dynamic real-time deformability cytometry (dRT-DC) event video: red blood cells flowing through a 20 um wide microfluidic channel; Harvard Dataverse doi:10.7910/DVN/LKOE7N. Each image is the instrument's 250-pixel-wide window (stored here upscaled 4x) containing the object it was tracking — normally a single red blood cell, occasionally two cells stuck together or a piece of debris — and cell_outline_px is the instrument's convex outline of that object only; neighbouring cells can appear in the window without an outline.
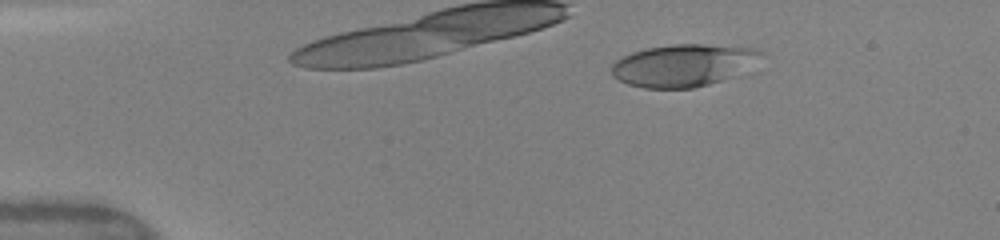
{"species": "human", "species_latin": "Homo sapiens", "temperature_condition": "warm", "stored_images_in_passage": 8, "camera_frame_rate_fps": 3000, "um_per_image_px": 0.085, "donor": {"sex": "female"}, "frame": {"image": 1, "passage_image": 3, "time_ms": 1.667, "image_size_px": [1000, 240], "cell_outline_px": [[768, 52], [736, 76], [708, 84], [692, 88], [644, 88], [628, 84], [612, 76], [612, 64], [616, 60], [632, 52], [648, 48], [672, 44], [704, 44], [760, 48]], "centroid_in_image_um": [58.13, 5.54], "position_along_channel_um": 26.9, "area_um2": 36.93}}
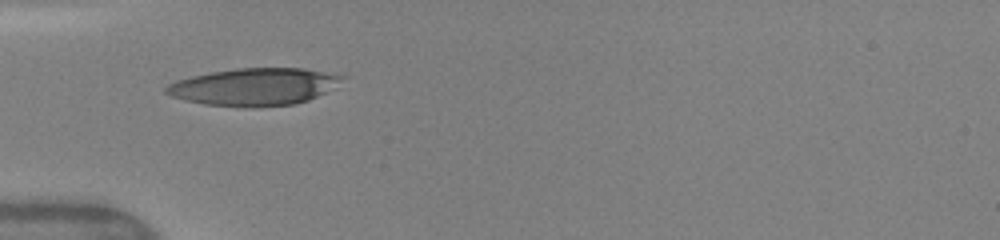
{"frame": {"image": 2, "passage_image": 6, "time_ms": 4.333, "image_size_px": [1000, 240], "cell_outline_px": [[348, 76], [324, 92], [308, 100], [296, 104], [252, 108], [204, 104], [184, 100], [172, 96], [164, 92], [164, 88], [168, 84], [176, 80], [192, 76], [212, 72], [236, 68], [304, 68], [344, 72]], "centroid_in_image_um": [21.66, 7.36], "position_along_channel_um": 63.3, "area_um2": 38.78}}